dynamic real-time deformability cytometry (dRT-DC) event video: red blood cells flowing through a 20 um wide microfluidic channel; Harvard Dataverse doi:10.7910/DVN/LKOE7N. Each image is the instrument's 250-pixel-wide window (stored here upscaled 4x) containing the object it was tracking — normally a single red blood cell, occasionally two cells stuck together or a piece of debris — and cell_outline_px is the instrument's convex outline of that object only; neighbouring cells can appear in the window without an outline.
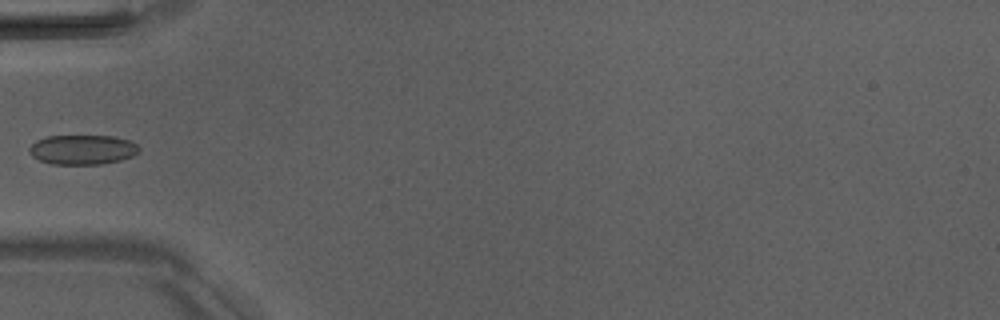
{"species": "Egyptian fruit bat (a non-hibernating species)", "species_latin": "Rousettus aegyptiacus", "temperature_condition": "room temperature", "stored_images_in_passage": 5, "camera_frame_rate_fps": 3000, "um_per_image_px": 0.085, "animal": {"sex": "male"}, "frame": {"image": 1, "passage_image": 5, "time_ms": 5.667, "image_size_px": [1000, 320], "cell_outline_px": [[140, 148], [132, 156], [120, 160], [100, 164], [52, 164], [40, 160], [32, 156], [28, 152], [28, 148], [36, 140], [48, 136], [116, 136], [128, 140], [136, 144]], "centroid_in_image_um": [6.98, 12.71], "position_along_channel_um": 78.0, "area_um2": 18.9}}